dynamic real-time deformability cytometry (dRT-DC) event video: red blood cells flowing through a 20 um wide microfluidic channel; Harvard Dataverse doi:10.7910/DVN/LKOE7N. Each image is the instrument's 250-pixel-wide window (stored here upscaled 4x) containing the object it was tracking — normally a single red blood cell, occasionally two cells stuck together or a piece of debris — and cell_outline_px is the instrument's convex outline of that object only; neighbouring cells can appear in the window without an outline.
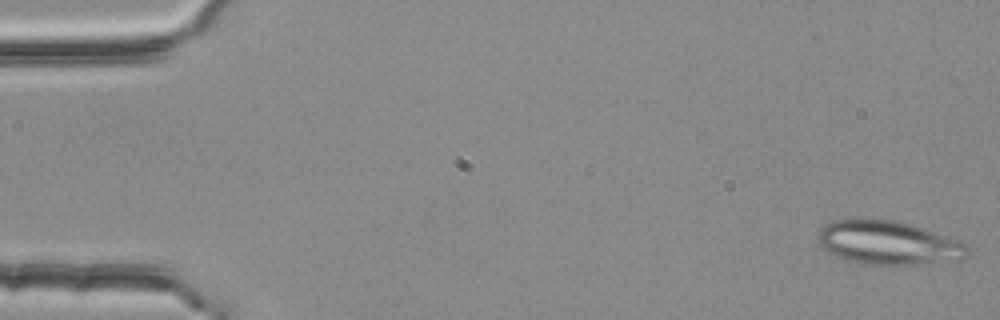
{"species": "common noctule bat (a hibernating species)", "species_latin": "Nyctalus noctula", "temperature_condition": "room temperature", "stored_images_in_passage": 5, "camera_frame_rate_fps": 3000, "um_per_image_px": 0.085, "animal": {"sex": "female", "body_mass_g": 25.1}, "frame": {"image": 1, "passage_image": 5, "time_ms": 1.333, "image_size_px": [1000, 320], "cell_outline_px": [[968, 256], [960, 260], [912, 264], [868, 264], [848, 260], [828, 252], [820, 244], [820, 228], [832, 220], [868, 216], [896, 220], [960, 240], [968, 248]], "centroid_in_image_um": [75.5, 20.59], "position_along_channel_um": 9.5, "area_um2": 38.21}}